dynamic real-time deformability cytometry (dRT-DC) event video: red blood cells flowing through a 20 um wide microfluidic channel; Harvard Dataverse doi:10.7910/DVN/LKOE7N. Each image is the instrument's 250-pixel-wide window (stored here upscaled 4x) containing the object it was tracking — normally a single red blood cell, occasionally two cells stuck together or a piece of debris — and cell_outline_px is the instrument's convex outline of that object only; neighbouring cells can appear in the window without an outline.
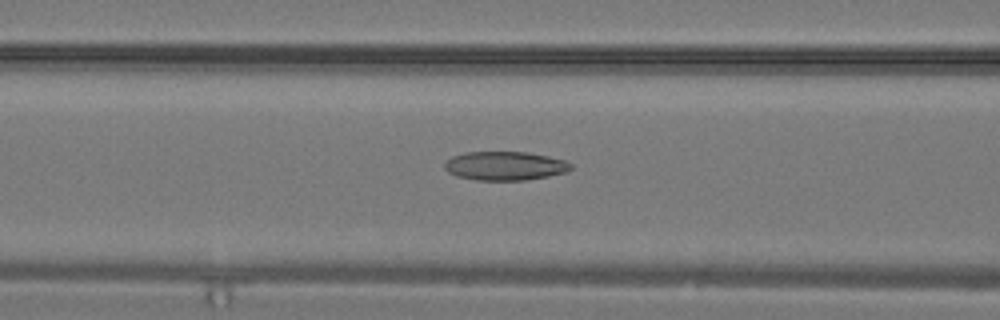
{"species": "common noctule bat (a hibernating species)", "species_latin": "Nyctalus noctula", "temperature_condition": "warm", "stored_images_in_passage": 17, "camera_frame_rate_fps": 3000, "um_per_image_px": 0.085, "animal": {"sex": "male", "body_mass_g": 19.2, "forearm_length_mm": 51.8}, "frame": {"image": 1, "passage_image": 7, "time_ms": 2.0, "image_size_px": [1000, 320], "cell_outline_px": [[572, 168], [568, 172], [548, 176], [524, 180], [476, 180], [456, 176], [448, 172], [444, 168], [444, 164], [452, 156], [464, 152], [528, 152], [548, 156], [564, 160], [572, 164]], "centroid_in_image_um": [42.92, 14.1], "position_along_channel_um": 123.7, "area_um2": 21.27}}
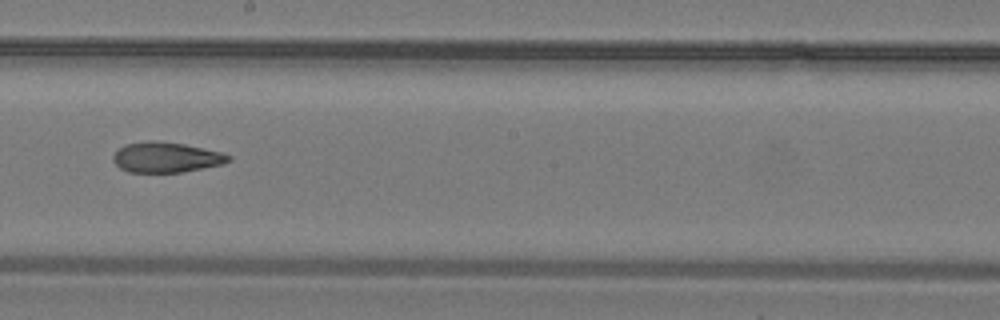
{"frame": {"image": 2, "passage_image": 12, "time_ms": 3.667, "image_size_px": [1000, 320], "cell_outline_px": [[232, 160], [224, 164], [180, 172], [128, 172], [120, 168], [112, 160], [112, 156], [124, 144], [156, 140], [184, 144], [224, 152], [232, 156]], "centroid_in_image_um": [14.16, 13.37], "position_along_channel_um": 234.0, "area_um2": 20.46}}
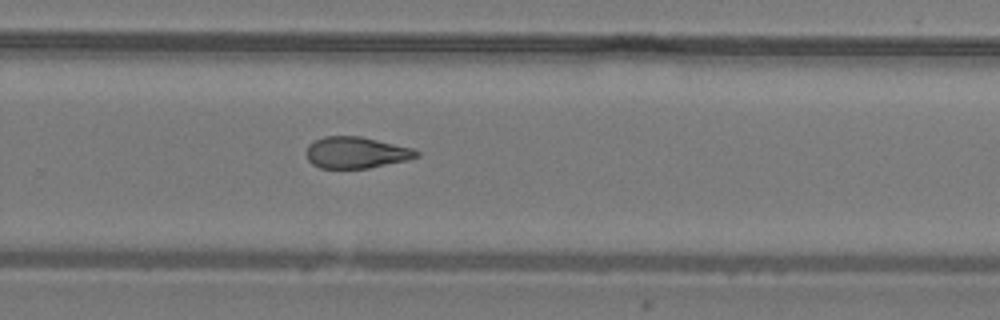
{"frame": {"image": 3, "passage_image": 15, "time_ms": 4.667, "image_size_px": [1000, 320], "cell_outline_px": [[420, 156], [408, 160], [368, 168], [320, 168], [312, 164], [308, 160], [304, 152], [308, 144], [324, 136], [360, 136], [412, 148], [420, 152]], "centroid_in_image_um": [30.25, 12.97], "position_along_channel_um": 299.6, "area_um2": 20.29}}